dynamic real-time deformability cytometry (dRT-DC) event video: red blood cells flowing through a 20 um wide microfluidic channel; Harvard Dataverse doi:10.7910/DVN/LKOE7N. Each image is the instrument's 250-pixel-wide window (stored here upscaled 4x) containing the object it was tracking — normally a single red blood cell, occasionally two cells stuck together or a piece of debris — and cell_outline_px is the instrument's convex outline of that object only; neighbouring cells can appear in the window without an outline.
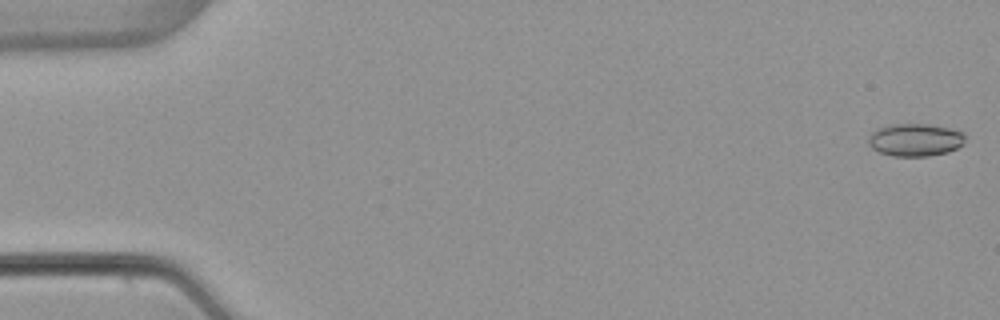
{"species": "common noctule bat (a hibernating species)", "species_latin": "Nyctalus noctula", "temperature_condition": "warm", "stored_images_in_passage": 53, "camera_frame_rate_fps": 3000, "um_per_image_px": 0.085, "animal": {"sex": "female", "body_mass_g": 22.7, "forearm_length_mm": 54.2}, "frame": {"image": 1, "passage_image": 1, "time_ms": 0.0, "image_size_px": [1000, 320], "cell_outline_px": [[964, 144], [948, 152], [928, 156], [892, 156], [880, 152], [872, 148], [868, 144], [868, 136], [876, 128], [892, 124], [928, 124], [948, 128], [964, 132]], "centroid_in_image_um": [77.77, 11.89], "position_along_channel_um": 7.2, "area_um2": 18.5}}
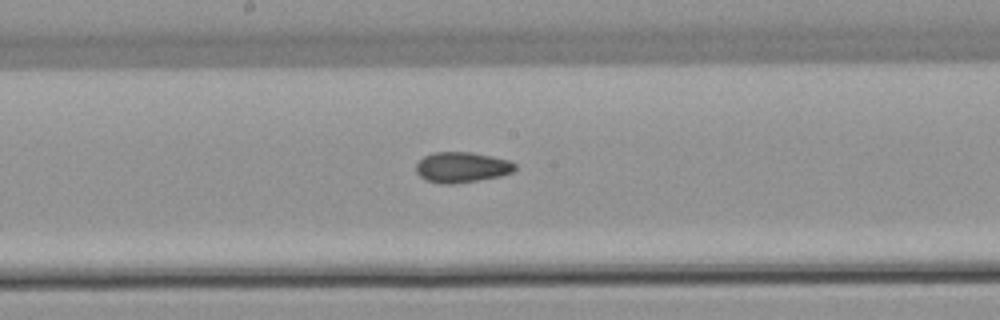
{"frame": {"image": 2, "passage_image": 28, "time_ms": 9.0, "image_size_px": [1000, 320], "cell_outline_px": [[516, 168], [512, 172], [500, 176], [452, 184], [440, 184], [424, 180], [416, 172], [416, 164], [424, 156], [432, 152], [472, 152], [492, 156], [508, 160], [516, 164]], "centroid_in_image_um": [39.23, 14.21], "position_along_channel_um": 209.0, "area_um2": 17.63}}
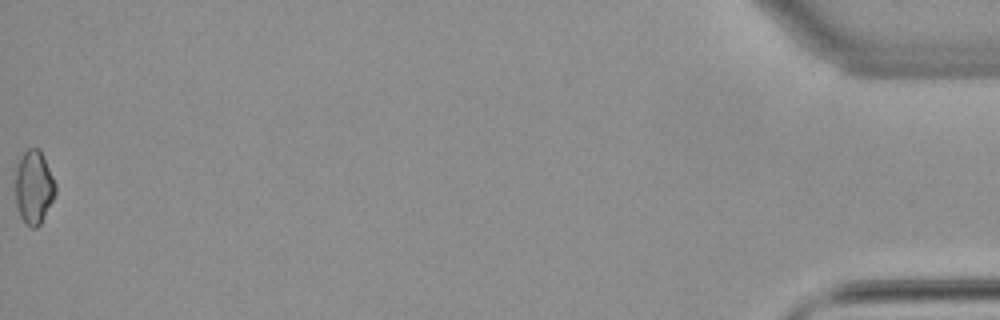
{"frame": {"image": 3, "passage_image": 53, "time_ms": 17.333, "image_size_px": [1000, 320], "cell_outline_px": [[56, 192], [40, 224], [36, 228], [32, 228], [20, 216], [16, 204], [12, 184], [16, 168], [24, 152], [28, 148], [40, 148], [56, 184]], "centroid_in_image_um": [2.83, 15.89], "position_along_channel_um": 432.4, "area_um2": 17.4}, "authors_computed_cell_mechanics": {"area_um2": 17.4556, "velocity_mm_per_s": 3.9115, "shape_relaxation_time_tau1_ms": 10.696, "shape_relaxation_time_tau2_ms": 2.6208, "deformation_change_tau1": 0.1398, "deformation_change_tau2": 0.0667}}